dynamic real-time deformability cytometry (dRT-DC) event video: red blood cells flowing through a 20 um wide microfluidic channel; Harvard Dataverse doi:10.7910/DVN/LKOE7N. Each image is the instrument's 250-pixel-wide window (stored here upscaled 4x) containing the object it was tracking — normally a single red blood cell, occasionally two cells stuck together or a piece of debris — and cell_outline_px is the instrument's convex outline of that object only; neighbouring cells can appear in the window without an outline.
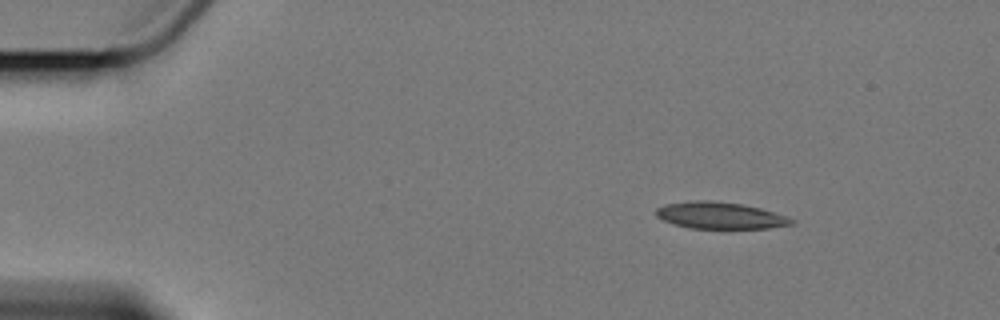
{"species": "Egyptian fruit bat (a non-hibernating species)", "species_latin": "Rousettus aegyptiacus", "temperature_condition": "cold", "stored_images_in_passage": 5, "camera_frame_rate_fps": 3000, "um_per_image_px": 0.085, "animal": {"sex": "female"}, "frame": {"image": 1, "passage_image": 2, "time_ms": 1.0, "image_size_px": [1000, 320], "cell_outline_px": [[796, 220], [792, 224], [768, 228], [692, 228], [676, 224], [664, 220], [656, 216], [656, 208], [668, 204], [696, 200], [704, 200], [740, 204], [760, 208]], "centroid_in_image_um": [61.2, 18.32], "position_along_channel_um": 23.8, "area_um2": 20.52}}
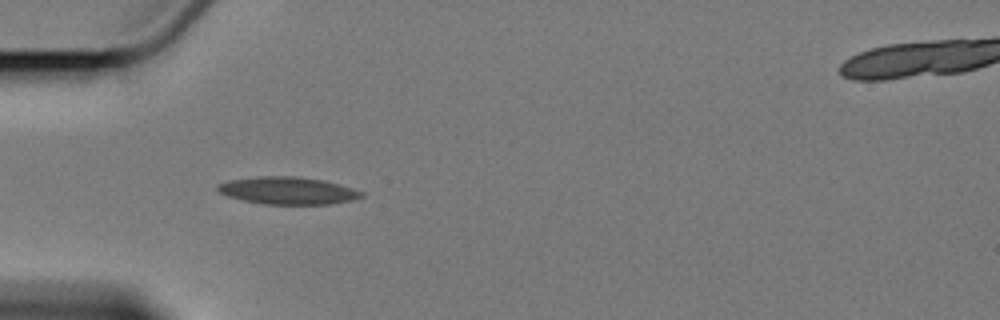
{"frame": {"image": 2, "passage_image": 4, "time_ms": 4.333, "image_size_px": [1000, 320], "cell_outline_px": [[364, 196], [352, 200], [332, 204], [264, 204], [244, 200], [228, 196], [220, 192], [216, 188], [216, 184], [232, 180], [260, 176], [292, 176], [324, 180], [352, 188], [364, 192]], "centroid_in_image_um": [24.49, 16.2], "position_along_channel_um": 60.5, "area_um2": 22.77}}